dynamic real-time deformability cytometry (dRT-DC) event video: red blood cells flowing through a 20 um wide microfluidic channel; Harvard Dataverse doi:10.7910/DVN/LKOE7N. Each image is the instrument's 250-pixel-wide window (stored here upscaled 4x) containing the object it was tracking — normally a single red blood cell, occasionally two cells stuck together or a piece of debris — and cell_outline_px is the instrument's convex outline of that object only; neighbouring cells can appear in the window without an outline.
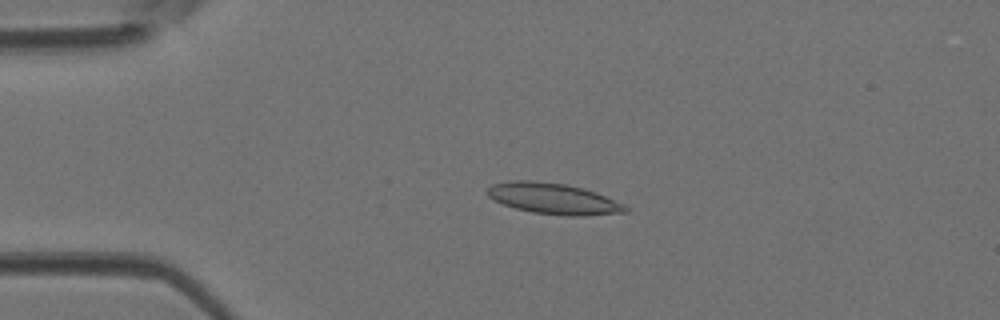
{"species": "Egyptian fruit bat (a non-hibernating species)", "species_latin": "Rousettus aegyptiacus", "temperature_condition": "room temperature", "stored_images_in_passage": 45, "camera_frame_rate_fps": 3000, "um_per_image_px": 0.085, "animal": {"sex": "female"}, "frame": {"image": 1, "passage_image": 10, "time_ms": 3.0, "image_size_px": [1000, 320], "cell_outline_px": [[628, 212], [580, 216], [568, 216], [532, 212], [516, 208], [504, 204], [488, 196], [488, 188], [492, 184], [508, 180], [532, 180], [564, 184], [596, 192], [624, 204], [628, 208]], "centroid_in_image_um": [47.04, 16.88], "position_along_channel_um": 38.0, "area_um2": 24.68}}
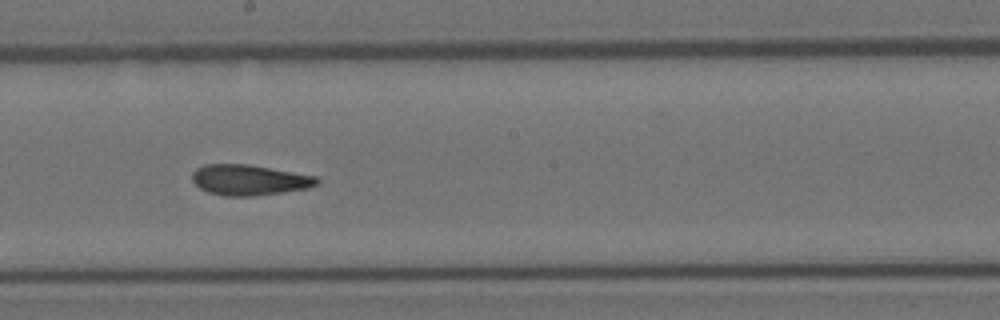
{"frame": {"image": 2, "passage_image": 25, "time_ms": 8.0, "image_size_px": [1000, 320], "cell_outline_px": [[320, 184], [308, 188], [252, 196], [224, 196], [208, 192], [200, 188], [192, 180], [192, 172], [196, 168], [204, 164], [248, 164], [316, 176], [320, 180]], "centroid_in_image_um": [21.18, 15.29], "position_along_channel_um": 227.0, "area_um2": 22.2}}
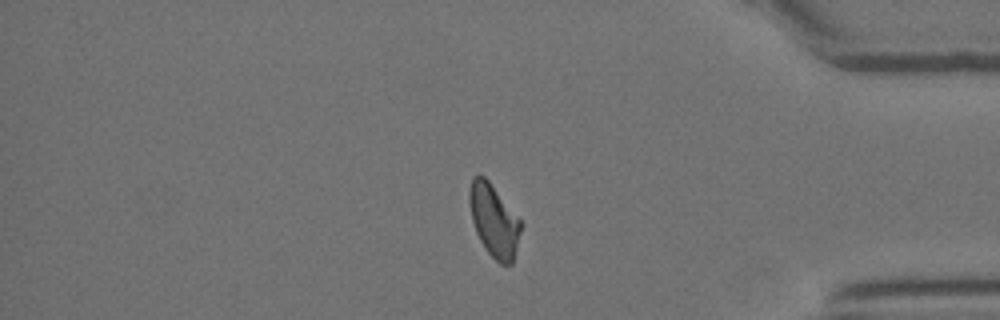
{"frame": {"image": 3, "passage_image": 38, "time_ms": 12.333, "image_size_px": [1000, 320], "cell_outline_px": [[520, 232], [512, 264], [500, 264], [484, 248], [476, 232], [472, 220], [468, 200], [468, 192], [472, 176], [484, 176], [488, 180], [520, 220]], "centroid_in_image_um": [41.94, 18.74], "position_along_channel_um": 393.3, "area_um2": 21.33}}